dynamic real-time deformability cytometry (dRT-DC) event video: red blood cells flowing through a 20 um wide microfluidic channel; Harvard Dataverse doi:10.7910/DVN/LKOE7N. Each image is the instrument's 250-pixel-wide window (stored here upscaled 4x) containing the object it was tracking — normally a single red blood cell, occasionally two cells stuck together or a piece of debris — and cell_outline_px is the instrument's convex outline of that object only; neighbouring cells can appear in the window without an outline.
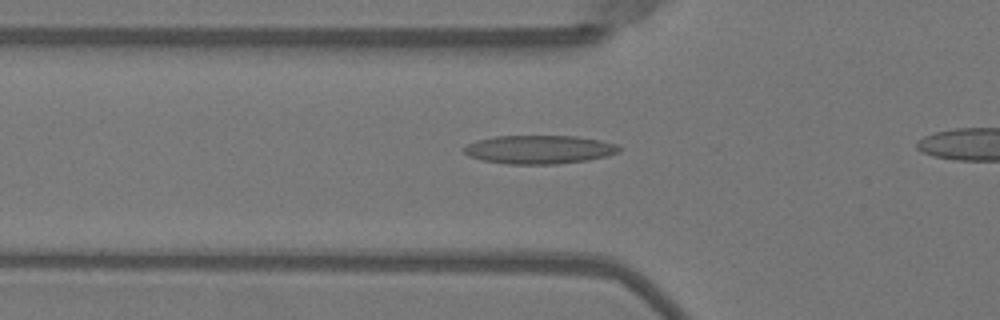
{"species": "Egyptian fruit bat (a non-hibernating species)", "species_latin": "Rousettus aegyptiacus", "temperature_condition": "warm", "stored_images_in_passage": 34, "camera_frame_rate_fps": 3000, "um_per_image_px": 0.085, "animal": {"sex": "female"}, "frame": {"image": 1, "passage_image": 10, "time_ms": 3.0, "image_size_px": [1000, 320], "cell_outline_px": [[620, 152], [608, 156], [588, 160], [556, 164], [508, 164], [484, 160], [468, 156], [460, 148], [464, 144], [476, 140], [496, 136], [576, 136], [600, 140], [616, 144], [620, 148]], "centroid_in_image_um": [45.8, 12.7], "position_along_channel_um": 80.0, "area_um2": 26.01}}
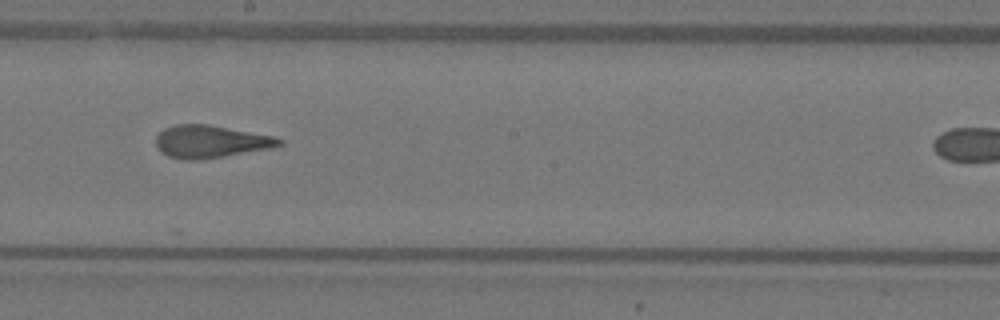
{"frame": {"image": 2, "passage_image": 21, "time_ms": 6.667, "image_size_px": [1000, 320], "cell_outline_px": [[284, 144], [272, 148], [200, 160], [184, 160], [168, 156], [160, 152], [156, 148], [156, 136], [164, 128], [176, 124], [208, 124], [276, 136], [284, 140]], "centroid_in_image_um": [17.91, 12.03], "position_along_channel_um": 230.3, "area_um2": 23.7}}
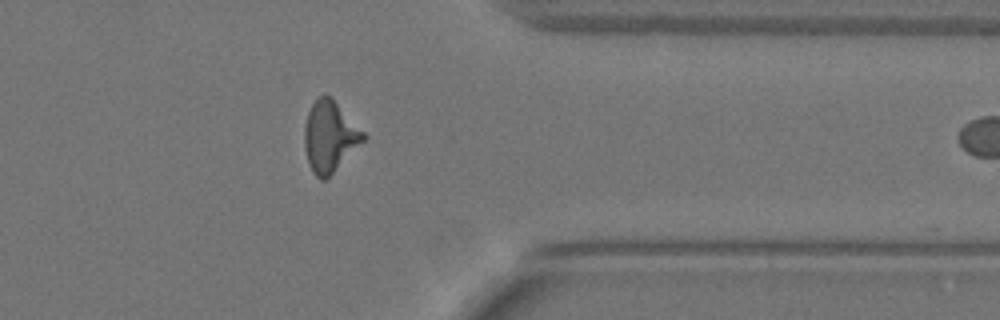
{"frame": {"image": 3, "passage_image": 33, "time_ms": 10.667, "image_size_px": [1000, 320], "cell_outline_px": [[368, 136], [324, 180], [320, 180], [312, 172], [308, 164], [304, 148], [304, 128], [308, 112], [312, 104], [324, 92], [332, 96]], "centroid_in_image_um": [28.01, 11.56], "position_along_channel_um": 383.4, "area_um2": 24.28}}